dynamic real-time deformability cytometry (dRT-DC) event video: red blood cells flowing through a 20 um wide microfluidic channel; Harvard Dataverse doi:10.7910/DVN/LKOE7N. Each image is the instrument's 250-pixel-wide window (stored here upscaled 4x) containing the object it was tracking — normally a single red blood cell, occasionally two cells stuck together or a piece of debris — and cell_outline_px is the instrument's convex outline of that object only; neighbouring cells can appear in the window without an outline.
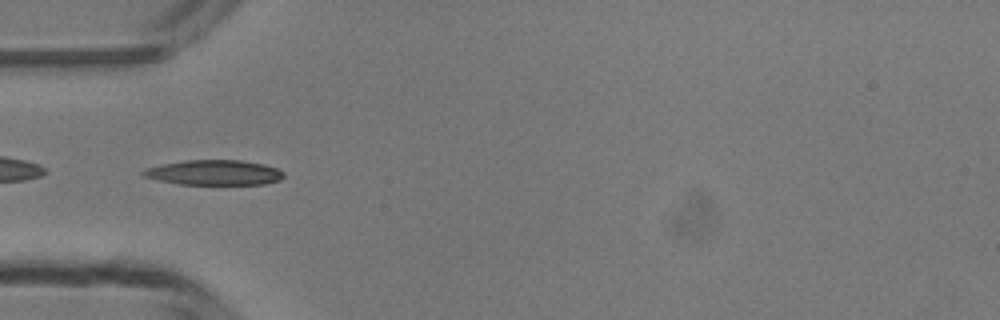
{"species": "common noctule bat (a hibernating species)", "species_latin": "Nyctalus noctula", "temperature_condition": "room temperature", "stored_images_in_passage": 5, "camera_frame_rate_fps": 3000, "um_per_image_px": 0.085, "animal": {"sex": "male", "body_mass_g": 13.3}, "frame": {"image": 1, "passage_image": 5, "time_ms": 4.333, "image_size_px": [1000, 320], "cell_outline_px": [[284, 176], [280, 180], [264, 184], [180, 184], [156, 180], [144, 176], [140, 172], [144, 168], [184, 160], [240, 160], [264, 164], [276, 168], [284, 172]], "centroid_in_image_um": [18.19, 14.66], "position_along_channel_um": 66.8, "area_um2": 20.52}}